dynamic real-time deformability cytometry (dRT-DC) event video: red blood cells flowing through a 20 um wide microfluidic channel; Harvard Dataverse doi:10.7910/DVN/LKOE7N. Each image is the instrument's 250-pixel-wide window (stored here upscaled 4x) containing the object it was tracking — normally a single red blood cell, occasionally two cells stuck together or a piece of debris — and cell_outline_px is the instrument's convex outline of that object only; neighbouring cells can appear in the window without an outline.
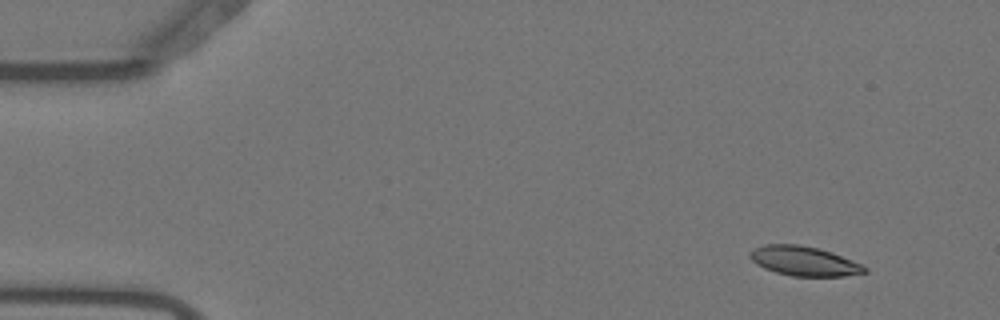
{"species": "Egyptian fruit bat (a non-hibernating species)", "species_latin": "Rousettus aegyptiacus", "temperature_condition": "warm", "stored_images_in_passage": 11, "camera_frame_rate_fps": 3000, "um_per_image_px": 0.085, "animal": {"sex": "female"}, "frame": {"image": 1, "passage_image": 1, "time_ms": 0.0, "image_size_px": [1000, 320], "cell_outline_px": [[868, 272], [844, 276], [792, 276], [776, 272], [764, 268], [756, 264], [748, 256], [748, 252], [752, 248], [764, 244], [800, 244], [832, 252], [864, 264], [868, 268]], "centroid_in_image_um": [68.35, 22.18], "position_along_channel_um": 16.7, "area_um2": 20.0}}